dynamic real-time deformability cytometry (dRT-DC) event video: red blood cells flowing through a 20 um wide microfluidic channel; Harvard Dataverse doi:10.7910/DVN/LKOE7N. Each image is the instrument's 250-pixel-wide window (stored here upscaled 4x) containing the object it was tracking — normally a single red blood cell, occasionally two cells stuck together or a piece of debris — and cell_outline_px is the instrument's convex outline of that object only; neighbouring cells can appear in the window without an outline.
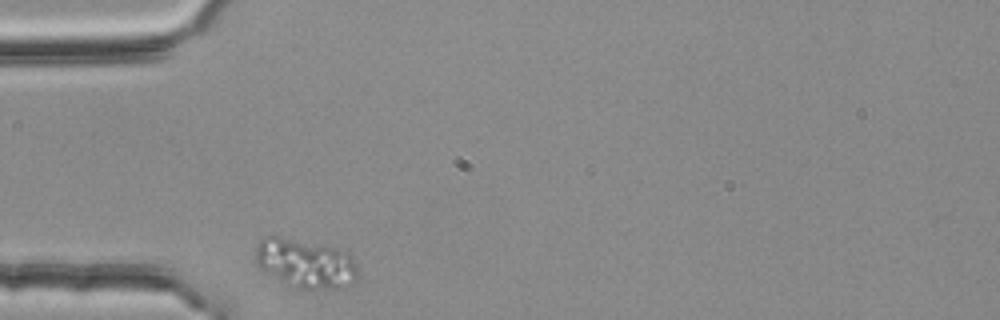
{"species": "common noctule bat (a hibernating species)", "species_latin": "Nyctalus noctula", "temperature_condition": "room temperature", "stored_images_in_passage": 31, "camera_frame_rate_fps": 3000, "um_per_image_px": 0.085, "animal": {"sex": "female", "body_mass_g": 25.1}, "frame": {"image": 1, "passage_image": 1, "time_ms": 0.0, "image_size_px": [1000, 320], "cell_outline_px": [[356, 280], [340, 288], [296, 288], [280, 280], [260, 268], [256, 264], [256, 244], [264, 236], [280, 236], [336, 248], [348, 252], [352, 256], [356, 268]], "centroid_in_image_um": [25.94, 22.36], "position_along_channel_um": 59.1, "area_um2": 28.84}}
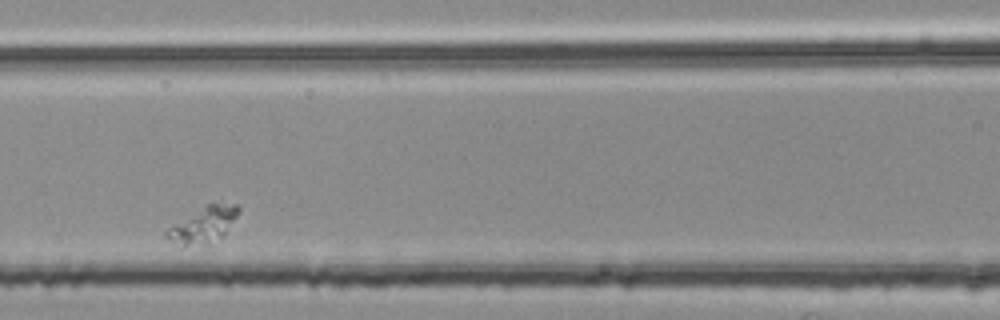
{"frame": {"image": 2, "passage_image": 10, "time_ms": 3.0, "image_size_px": [1000, 320], "cell_outline_px": [[240, 212], [224, 232], [220, 236], [208, 244], [180, 248], [164, 236], [164, 232], [172, 224], [208, 204], [236, 204], [240, 208]], "centroid_in_image_um": [17.2, 19.16], "position_along_channel_um": 149.4, "area_um2": 14.91}}
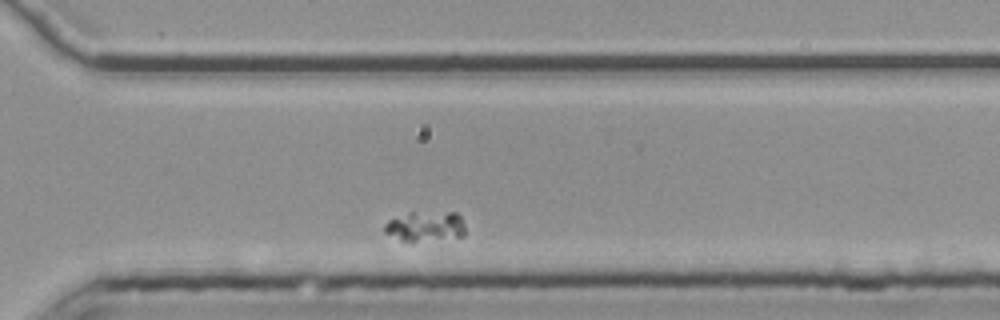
{"frame": {"image": 3, "passage_image": 27, "time_ms": 8.667, "image_size_px": [1000, 320], "cell_outline_px": [[464, 236], [412, 244], [400, 240], [384, 232], [384, 224], [388, 220], [408, 212], [456, 212], [460, 216], [464, 224]], "centroid_in_image_um": [36.14, 19.27], "position_along_channel_um": 334.5, "area_um2": 14.74}}